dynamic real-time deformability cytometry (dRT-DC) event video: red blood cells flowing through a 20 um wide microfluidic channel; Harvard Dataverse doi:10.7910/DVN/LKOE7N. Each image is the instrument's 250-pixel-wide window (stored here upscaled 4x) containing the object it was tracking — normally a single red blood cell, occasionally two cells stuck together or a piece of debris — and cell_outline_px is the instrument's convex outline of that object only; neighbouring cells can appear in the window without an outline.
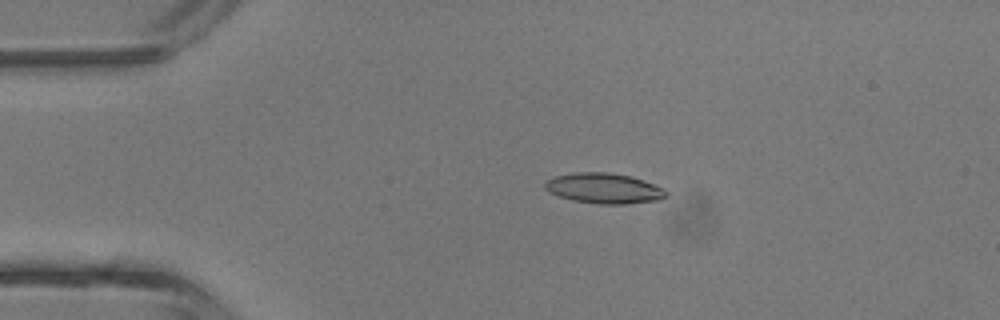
{"species": "common noctule bat (a hibernating species)", "species_latin": "Nyctalus noctula", "temperature_condition": "room temperature", "stored_images_in_passage": 2, "camera_frame_rate_fps": 3000, "um_per_image_px": 0.085, "animal": {"sex": "male", "body_mass_g": 13.3}, "frame": {"image": 1, "passage_image": 1, "time_ms": 0.0, "image_size_px": [1000, 320], "cell_outline_px": [[668, 196], [660, 200], [624, 204], [600, 204], [572, 200], [560, 196], [544, 188], [544, 180], [552, 176], [572, 172], [608, 172], [632, 176], [664, 188], [668, 192]], "centroid_in_image_um": [51.34, 15.99], "position_along_channel_um": 33.7, "area_um2": 21.68}}